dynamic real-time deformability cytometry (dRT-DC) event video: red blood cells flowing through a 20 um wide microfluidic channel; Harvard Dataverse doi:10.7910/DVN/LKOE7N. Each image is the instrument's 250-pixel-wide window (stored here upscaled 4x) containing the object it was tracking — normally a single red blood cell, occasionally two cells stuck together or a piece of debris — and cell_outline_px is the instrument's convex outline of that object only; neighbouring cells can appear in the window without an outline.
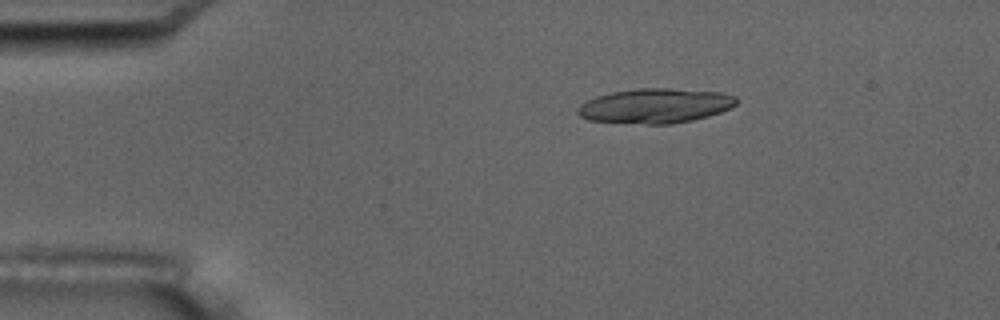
{"species": "common noctule bat (a hibernating species)", "species_latin": "Nyctalus noctula", "temperature_condition": "room temperature", "stored_images_in_passage": 4, "camera_frame_rate_fps": 3000, "um_per_image_px": 0.085, "animal": {"sex": "male", "body_mass_g": 17.5, "forearm_length_mm": 52.3}, "frame": {"image": 1, "passage_image": 2, "time_ms": 1.333, "image_size_px": [1000, 320], "cell_outline_px": [[736, 104], [720, 112], [708, 116], [692, 120], [672, 124], [648, 124], [588, 120], [580, 116], [576, 112], [576, 108], [580, 104], [596, 96], [612, 92], [636, 88], [668, 88], [720, 92], [736, 96]], "centroid_in_image_um": [55.67, 8.99], "position_along_channel_um": 29.3, "area_um2": 32.02}}